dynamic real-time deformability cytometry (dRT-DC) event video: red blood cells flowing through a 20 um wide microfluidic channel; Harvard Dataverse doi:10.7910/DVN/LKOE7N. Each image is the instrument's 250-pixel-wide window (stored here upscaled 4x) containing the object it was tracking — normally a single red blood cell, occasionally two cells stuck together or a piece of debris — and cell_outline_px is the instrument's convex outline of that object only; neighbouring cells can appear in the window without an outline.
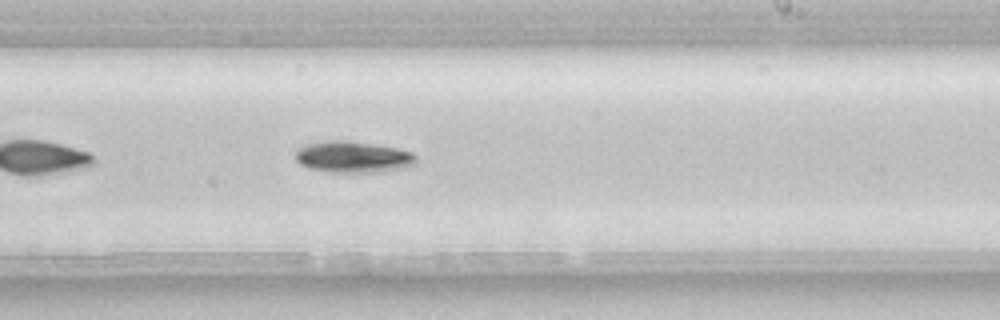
{"species": "common noctule bat (a hibernating species)", "species_latin": "Nyctalus noctula", "temperature_condition": "room temperature", "stored_images_in_passage": 38, "camera_frame_rate_fps": 3000, "um_per_image_px": 0.085, "animal": {"sex": "female", "body_mass_g": 22.7, "forearm_length_mm": 54.2}, "frame": {"image": 1, "passage_image": 17, "time_ms": 5.333, "image_size_px": [1000, 320], "cell_outline_px": [[416, 164], [408, 168], [384, 172], [332, 172], [308, 168], [300, 164], [296, 160], [296, 148], [308, 144], [328, 140], [344, 140], [396, 148], [412, 152], [416, 156]], "centroid_in_image_um": [30.03, 13.36], "position_along_channel_um": 259.0, "area_um2": 22.2}, "authors_computed_cell_mechanics": {"area_um2": 20.2011, "velocity_mm_per_s": 3.8801, "shape_relaxation_time_tau1_ms": 2.3014, "shape_relaxation_time_tau2_ms": null, "deformation_change_tau1": 0.1081, "deformation_change_tau2": null}}